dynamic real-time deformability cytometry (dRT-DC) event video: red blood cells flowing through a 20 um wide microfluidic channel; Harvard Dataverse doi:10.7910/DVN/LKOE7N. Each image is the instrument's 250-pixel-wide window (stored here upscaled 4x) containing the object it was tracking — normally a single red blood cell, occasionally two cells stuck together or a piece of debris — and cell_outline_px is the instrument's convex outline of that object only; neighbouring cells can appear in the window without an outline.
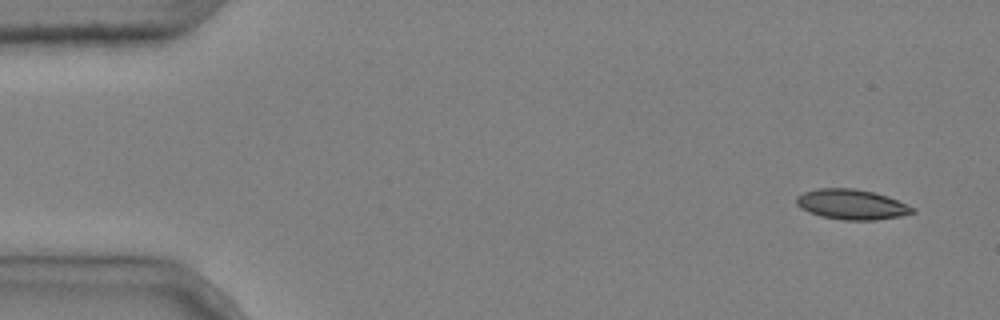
{"species": "common noctule bat (a hibernating species)", "species_latin": "Nyctalus noctula", "temperature_condition": "cold", "stored_images_in_passage": 4, "camera_frame_rate_fps": 3000, "um_per_image_px": 0.085, "animal": {"sex": "male", "body_mass_g": 20.4}, "frame": {"image": 1, "passage_image": 1, "time_ms": 0.0, "image_size_px": [1000, 320], "cell_outline_px": [[916, 212], [900, 216], [876, 220], [844, 220], [820, 216], [808, 212], [800, 208], [796, 204], [796, 196], [804, 192], [816, 188], [852, 188], [872, 192], [888, 196], [916, 208]], "centroid_in_image_um": [72.38, 17.38], "position_along_channel_um": 12.6, "area_um2": 20.52}}
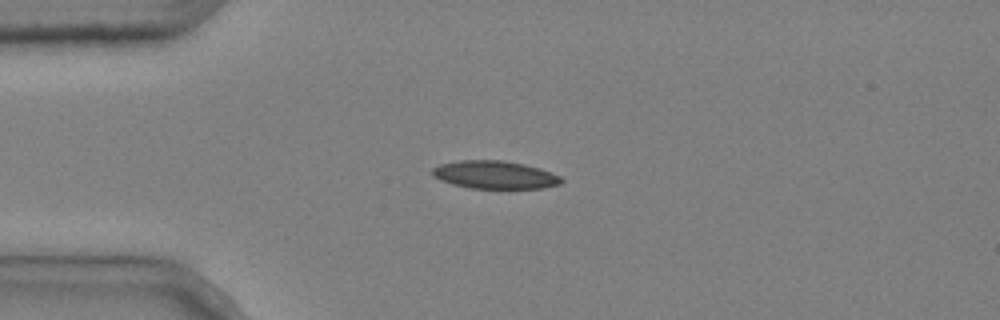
{"frame": {"image": 2, "passage_image": 4, "time_ms": 1.0, "image_size_px": [1000, 320], "cell_outline_px": [[564, 180], [560, 184], [540, 188], [472, 188], [452, 184], [440, 180], [432, 176], [432, 168], [440, 164], [460, 160], [504, 160], [524, 164], [540, 168], [560, 176]], "centroid_in_image_um": [42.04, 14.85], "position_along_channel_um": 43.0, "area_um2": 20.98}}